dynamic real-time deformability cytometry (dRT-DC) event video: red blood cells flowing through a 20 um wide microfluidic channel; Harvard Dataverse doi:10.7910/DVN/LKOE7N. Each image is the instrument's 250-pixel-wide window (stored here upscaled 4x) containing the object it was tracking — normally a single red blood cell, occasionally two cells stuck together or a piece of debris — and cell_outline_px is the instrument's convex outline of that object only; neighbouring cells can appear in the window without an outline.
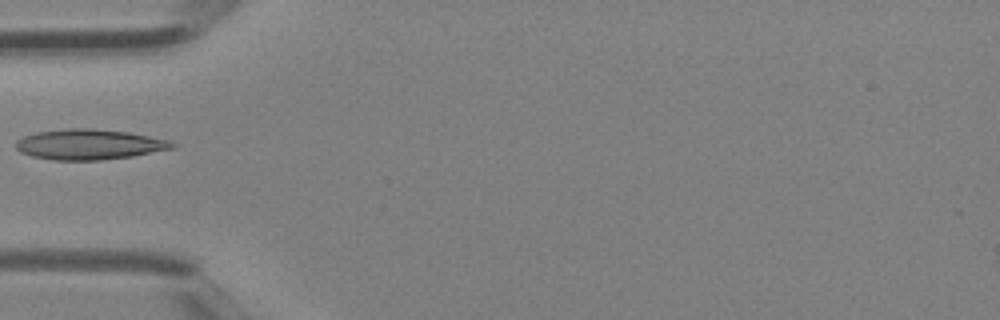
{"species": "Egyptian fruit bat (a non-hibernating species)", "species_latin": "Rousettus aegyptiacus", "temperature_condition": "room temperature", "stored_images_in_passage": 4, "camera_frame_rate_fps": 3000, "um_per_image_px": 0.085, "animal": {"sex": "female"}, "frame": {"image": 1, "passage_image": 4, "time_ms": 1.0, "image_size_px": [1000, 320], "cell_outline_px": [[176, 148], [132, 156], [100, 160], [52, 160], [32, 156], [20, 152], [16, 148], [16, 140], [24, 136], [36, 132], [68, 128], [92, 128], [128, 132], [168, 140], [176, 144]], "centroid_in_image_um": [7.57, 12.27], "position_along_channel_um": 77.4, "area_um2": 27.69}}